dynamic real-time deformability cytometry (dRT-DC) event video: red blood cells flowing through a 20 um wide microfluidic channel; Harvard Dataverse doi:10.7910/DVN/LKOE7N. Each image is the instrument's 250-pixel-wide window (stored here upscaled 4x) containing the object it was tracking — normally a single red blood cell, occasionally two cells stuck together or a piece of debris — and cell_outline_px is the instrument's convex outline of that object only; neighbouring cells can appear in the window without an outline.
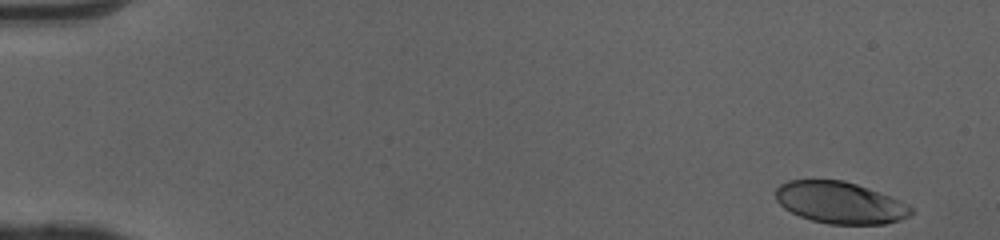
{"species": "human", "species_latin": "Homo sapiens", "temperature_condition": "cold", "stored_images_in_passage": 49, "camera_frame_rate_fps": 3000, "um_per_image_px": 0.085, "donor": {"sex": "female"}, "frame": {"image": 1, "passage_image": 1, "time_ms": 0.0, "image_size_px": [1000, 240], "cell_outline_px": [[912, 212], [908, 216], [900, 220], [884, 224], [828, 224], [812, 220], [800, 216], [784, 208], [776, 200], [776, 188], [780, 184], [788, 180], [844, 180], [856, 184], [888, 196], [912, 208]], "centroid_in_image_um": [71.35, 17.23], "position_along_channel_um": 13.7, "area_um2": 32.48}}
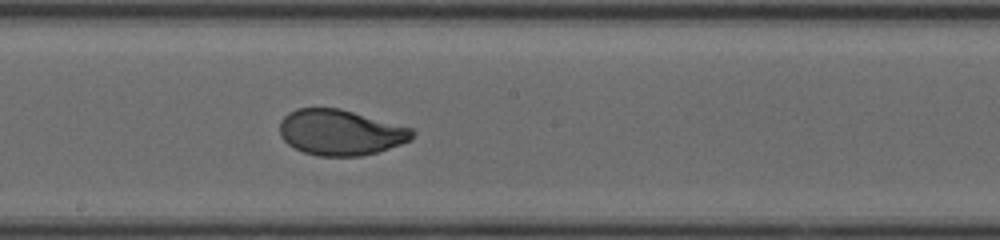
{"frame": {"image": 2, "passage_image": 27, "time_ms": 8.667, "image_size_px": [1000, 240], "cell_outline_px": [[416, 132], [412, 140], [376, 152], [360, 156], [316, 156], [304, 152], [288, 144], [280, 136], [280, 120], [288, 112], [296, 108], [340, 108], [412, 128]], "centroid_in_image_um": [28.93, 11.25], "position_along_channel_um": 219.3, "area_um2": 35.32}}
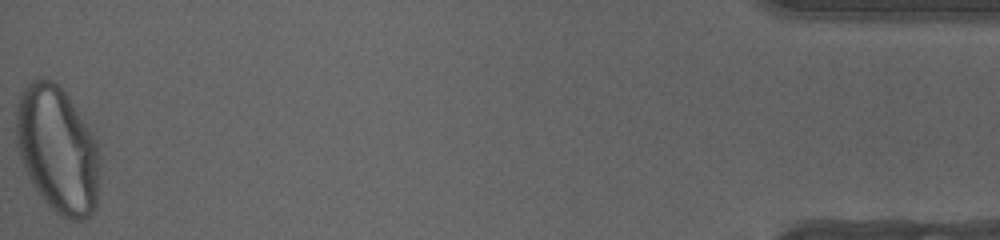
{"frame": {"image": 3, "passage_image": 49, "time_ms": 16.0, "image_size_px": [1000, 240], "cell_outline_px": [[100, 164], [96, 208], [88, 216], [80, 220], [68, 220], [60, 216], [40, 196], [32, 184], [24, 168], [16, 144], [16, 108], [20, 96], [24, 88], [32, 80], [52, 80], [64, 92], [96, 140], [100, 156]], "centroid_in_image_um": [4.89, 12.77], "position_along_channel_um": 430.3, "area_um2": 61.27}, "authors_computed_cell_mechanics": {"area_um2": 35.7204, "velocity_mm_per_s": 4.0717, "shape_relaxation_time_tau1_ms": 3.0918, "shape_relaxation_time_tau2_ms": null, "deformation_change_tau1": 0.1839, "deformation_change_tau2": null}}